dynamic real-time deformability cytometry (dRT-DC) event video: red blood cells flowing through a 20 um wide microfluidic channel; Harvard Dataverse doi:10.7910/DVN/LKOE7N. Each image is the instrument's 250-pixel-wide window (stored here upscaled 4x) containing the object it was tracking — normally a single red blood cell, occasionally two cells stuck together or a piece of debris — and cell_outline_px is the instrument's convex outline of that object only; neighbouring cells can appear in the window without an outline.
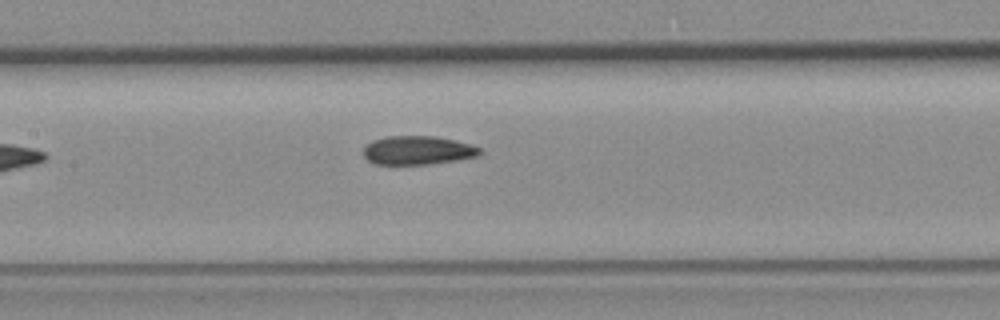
{"species": "common noctule bat (a hibernating species)", "species_latin": "Nyctalus noctula", "temperature_condition": "room temperature", "stored_images_in_passage": 4, "camera_frame_rate_fps": 3000, "um_per_image_px": 0.085, "animal": {"sex": "female", "body_mass_g": 19.3, "forearm_length_mm": 54.1}, "frame": {"image": 1, "passage_image": 4, "time_ms": 1.0, "image_size_px": [1000, 320], "cell_outline_px": [[480, 152], [476, 156], [456, 160], [428, 164], [372, 164], [364, 156], [364, 148], [372, 140], [388, 136], [432, 136], [452, 140], [468, 144], [480, 148]], "centroid_in_image_um": [35.44, 12.78], "position_along_channel_um": 172.0, "area_um2": 19.13}}